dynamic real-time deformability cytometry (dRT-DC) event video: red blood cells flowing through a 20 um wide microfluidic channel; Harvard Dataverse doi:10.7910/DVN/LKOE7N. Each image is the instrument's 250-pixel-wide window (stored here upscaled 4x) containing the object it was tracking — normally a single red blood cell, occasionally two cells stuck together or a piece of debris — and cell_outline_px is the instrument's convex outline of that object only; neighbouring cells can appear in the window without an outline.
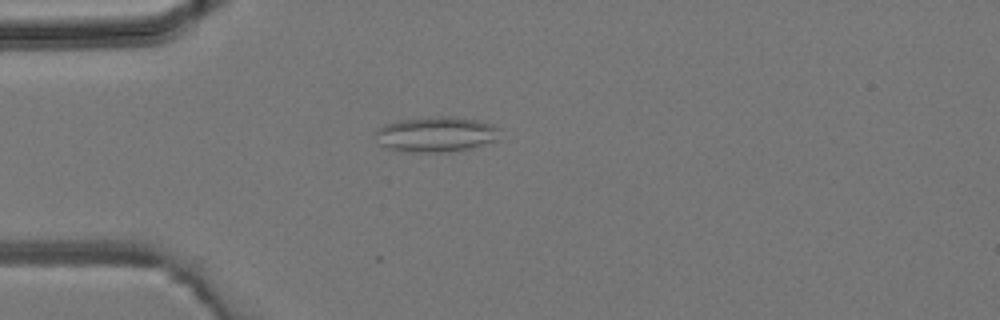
{"species": "common noctule bat (a hibernating species)", "species_latin": "Nyctalus noctula", "temperature_condition": "room temperature", "stored_images_in_passage": 4, "camera_frame_rate_fps": 3000, "um_per_image_px": 0.085, "animal": {"sex": "male", "body_mass_g": 19.2, "forearm_length_mm": 51.8}, "frame": {"image": 1, "passage_image": 3, "time_ms": 2.333, "image_size_px": [1000, 320], "cell_outline_px": [[496, 140], [472, 148], [448, 152], [412, 152], [388, 148], [380, 144], [376, 132], [376, 128], [384, 124], [400, 120], [428, 116], [448, 116], [476, 120], [492, 124], [496, 128]], "centroid_in_image_um": [37.02, 11.41], "position_along_channel_um": 48.0, "area_um2": 25.32}}